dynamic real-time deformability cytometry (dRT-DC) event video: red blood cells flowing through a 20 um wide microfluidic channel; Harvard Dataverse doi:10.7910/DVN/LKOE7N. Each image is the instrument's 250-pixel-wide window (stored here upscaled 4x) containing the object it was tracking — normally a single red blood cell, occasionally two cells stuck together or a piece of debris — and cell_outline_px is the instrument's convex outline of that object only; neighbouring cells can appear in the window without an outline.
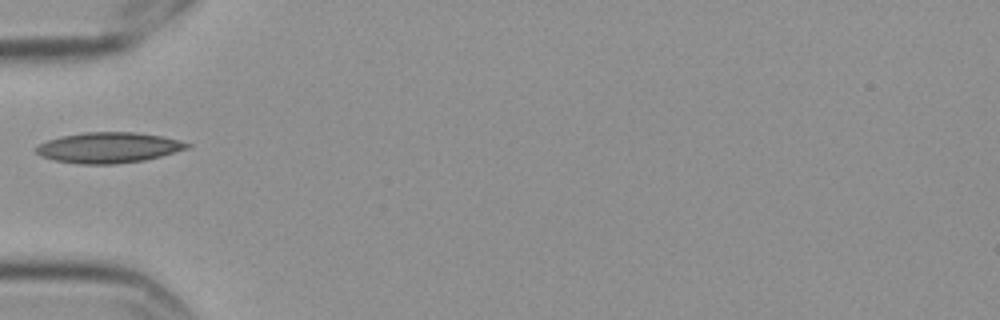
{"species": "Egyptian fruit bat (a non-hibernating species)", "species_latin": "Rousettus aegyptiacus", "temperature_condition": "cold", "stored_images_in_passage": 9, "camera_frame_rate_fps": 3000, "um_per_image_px": 0.085, "frame": {"image": 1, "passage_image": 1, "time_ms": 0.0, "image_size_px": [1000, 320], "cell_outline_px": [[192, 144], [188, 148], [160, 156], [144, 160], [116, 164], [80, 164], [56, 160], [40, 156], [32, 148], [48, 140], [60, 136], [84, 132], [136, 132], [164, 136], [180, 140]], "centroid_in_image_um": [9.22, 12.54], "position_along_channel_um": 75.8, "area_um2": 26.99}}
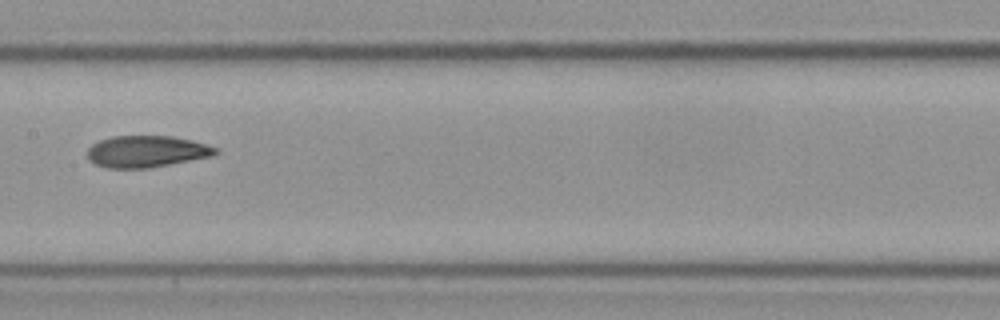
{"frame": {"image": 2, "passage_image": 4, "time_ms": 1.0, "image_size_px": [1000, 320], "cell_outline_px": [[220, 152], [212, 156], [148, 168], [108, 168], [96, 164], [88, 160], [88, 148], [92, 144], [100, 140], [112, 136], [172, 136], [192, 140], [220, 148]], "centroid_in_image_um": [12.48, 12.87], "position_along_channel_um": 194.9, "area_um2": 23.7}}
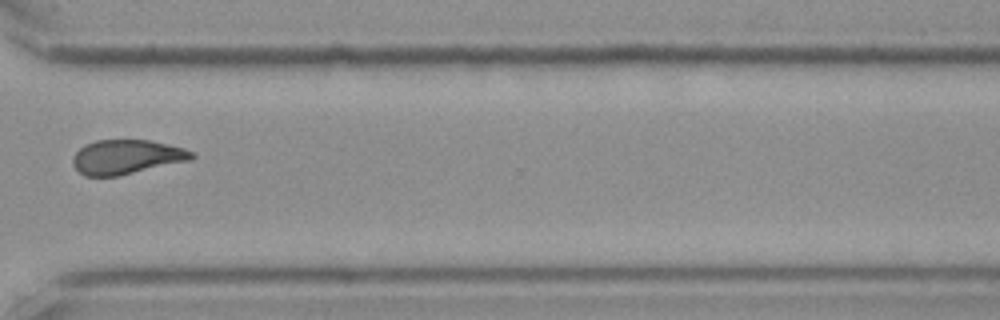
{"frame": {"image": 3, "passage_image": 8, "time_ms": 2.333, "image_size_px": [1000, 320], "cell_outline_px": [[196, 156], [192, 160], [120, 176], [84, 176], [72, 164], [72, 156], [84, 144], [96, 140], [152, 140], [184, 148], [192, 152]], "centroid_in_image_um": [10.77, 13.34], "position_along_channel_um": 359.8, "area_um2": 24.1}}